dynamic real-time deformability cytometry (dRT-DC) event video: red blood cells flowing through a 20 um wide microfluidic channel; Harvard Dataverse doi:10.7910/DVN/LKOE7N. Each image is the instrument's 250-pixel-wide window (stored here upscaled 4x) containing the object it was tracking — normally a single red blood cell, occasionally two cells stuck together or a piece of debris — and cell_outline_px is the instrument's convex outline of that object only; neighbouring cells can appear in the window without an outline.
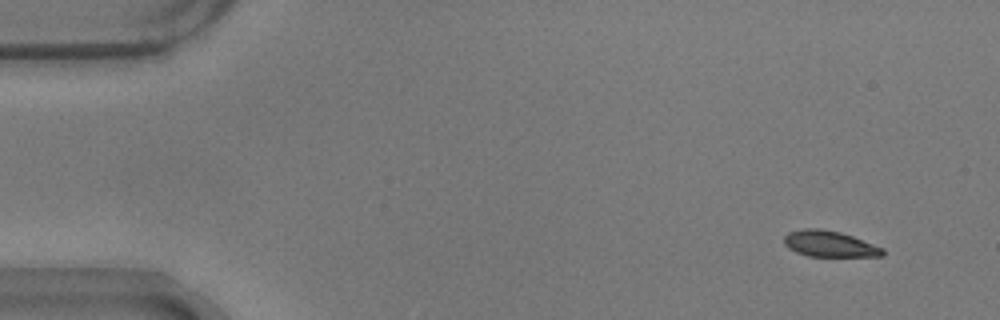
{"species": "common noctule bat (a hibernating species)", "species_latin": "Nyctalus noctula", "temperature_condition": "warm", "stored_images_in_passage": 51, "camera_frame_rate_fps": 3000, "um_per_image_px": 0.085, "animal": {"sex": "male", "body_mass_g": 17.9}, "frame": {"image": 1, "passage_image": 1, "time_ms": 0.0, "image_size_px": [1000, 320], "cell_outline_px": [[884, 256], [808, 256], [796, 252], [788, 248], [784, 244], [784, 236], [788, 232], [804, 228], [820, 228], [840, 232], [852, 236], [884, 248]], "centroid_in_image_um": [70.48, 20.72], "position_along_channel_um": 14.5, "area_um2": 14.97}}
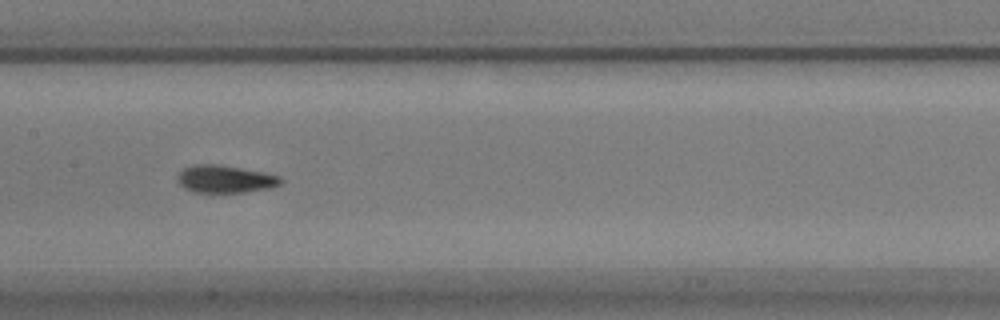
{"frame": {"image": 2, "passage_image": 24, "time_ms": 7.667, "image_size_px": [1000, 320], "cell_outline_px": [[280, 184], [268, 188], [244, 192], [192, 192], [184, 188], [176, 180], [176, 176], [184, 168], [192, 164], [220, 164], [264, 172], [280, 176]], "centroid_in_image_um": [19.08, 15.21], "position_along_channel_um": 188.3, "area_um2": 16.59}}
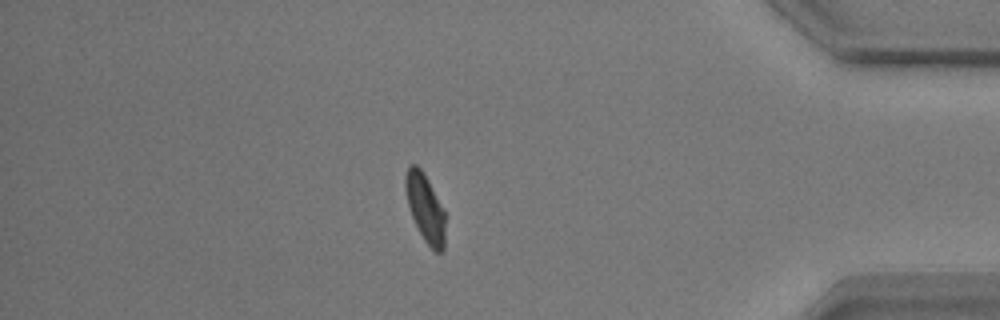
{"frame": {"image": 3, "passage_image": 44, "time_ms": 14.333, "image_size_px": [1000, 320], "cell_outline_px": [[444, 248], [440, 252], [436, 252], [424, 240], [412, 216], [408, 204], [404, 188], [404, 176], [408, 164], [416, 164], [424, 172], [444, 208]], "centroid_in_image_um": [36.12, 17.59], "position_along_channel_um": 399.1, "area_um2": 15.78}, "authors_computed_cell_mechanics": {"area_um2": 16.1262, "velocity_mm_per_s": 3.7022, "shape_relaxation_time_tau1_ms": 2.3537, "shape_relaxation_time_tau2_ms": 1.245, "deformation_change_tau1": 0.1725, "deformation_change_tau2": 0.0779}}